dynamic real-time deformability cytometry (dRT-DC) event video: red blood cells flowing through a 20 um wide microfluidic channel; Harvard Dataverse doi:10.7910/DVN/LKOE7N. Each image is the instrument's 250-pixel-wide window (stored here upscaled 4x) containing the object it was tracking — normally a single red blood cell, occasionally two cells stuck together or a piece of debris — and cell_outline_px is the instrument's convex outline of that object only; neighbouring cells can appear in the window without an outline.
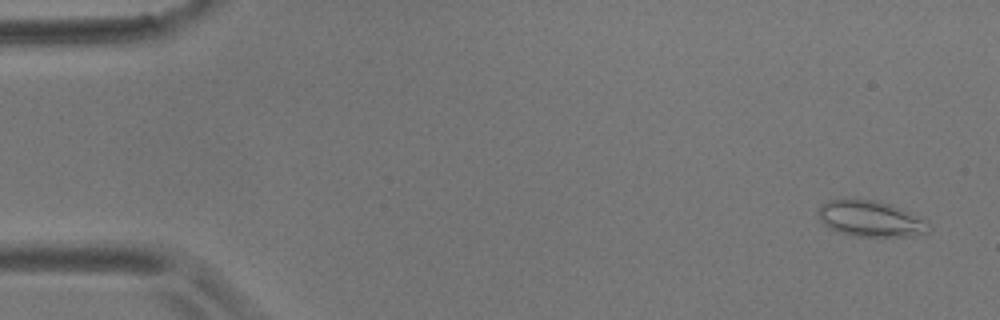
{"species": "common noctule bat (a hibernating species)", "species_latin": "Nyctalus noctula", "temperature_condition": "room temperature", "stored_images_in_passage": 6, "camera_frame_rate_fps": 3000, "um_per_image_px": 0.085, "animal": {"sex": "male", "body_mass_g": 17.9}, "frame": {"image": 1, "passage_image": 1, "time_ms": 0.0, "image_size_px": [1000, 320], "cell_outline_px": [[932, 228], [928, 232], [908, 236], [852, 236], [840, 232], [824, 224], [820, 220], [816, 212], [816, 208], [820, 204], [828, 200], [876, 200], [900, 208], [928, 220]], "centroid_in_image_um": [74.0, 18.59], "position_along_channel_um": 11.0, "area_um2": 23.12}}